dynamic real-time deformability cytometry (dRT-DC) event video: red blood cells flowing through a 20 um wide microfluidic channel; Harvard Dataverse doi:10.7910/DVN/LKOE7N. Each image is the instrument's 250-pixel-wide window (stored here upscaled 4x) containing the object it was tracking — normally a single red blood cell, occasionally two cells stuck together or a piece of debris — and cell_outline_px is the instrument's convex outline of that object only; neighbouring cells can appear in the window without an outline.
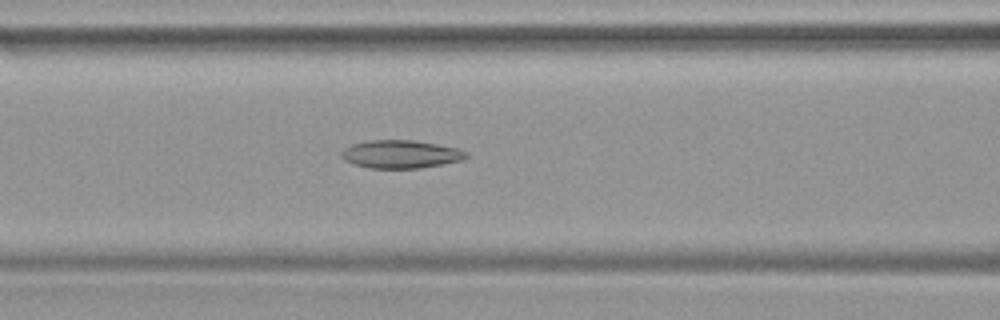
{"species": "common noctule bat (a hibernating species)", "species_latin": "Nyctalus noctula", "temperature_condition": "warm", "stored_images_in_passage": 39, "camera_frame_rate_fps": 3000, "um_per_image_px": 0.085, "animal": {"sex": "female", "body_mass_g": 19.9}, "frame": {"image": 1, "passage_image": 16, "time_ms": 5.0, "image_size_px": [1000, 320], "cell_outline_px": [[468, 156], [464, 160], [420, 168], [368, 168], [352, 164], [344, 160], [340, 156], [340, 152], [344, 148], [352, 144], [368, 140], [416, 140], [460, 148], [468, 152]], "centroid_in_image_um": [34.07, 13.1], "position_along_channel_um": 132.5, "area_um2": 20.75}}
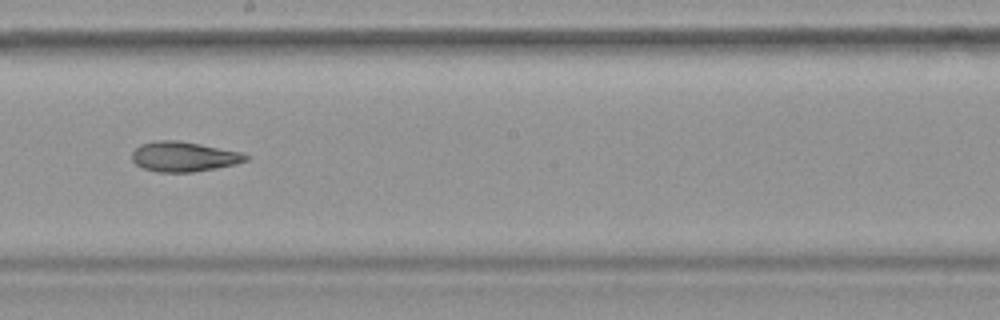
{"frame": {"image": 2, "passage_image": 23, "time_ms": 7.333, "image_size_px": [1000, 320], "cell_outline_px": [[252, 156], [248, 160], [236, 164], [216, 168], [192, 172], [156, 172], [144, 168], [136, 164], [132, 160], [132, 152], [140, 144], [156, 140], [176, 140], [200, 144], [240, 152]], "centroid_in_image_um": [15.63, 13.31], "position_along_channel_um": 232.6, "area_um2": 19.88}}
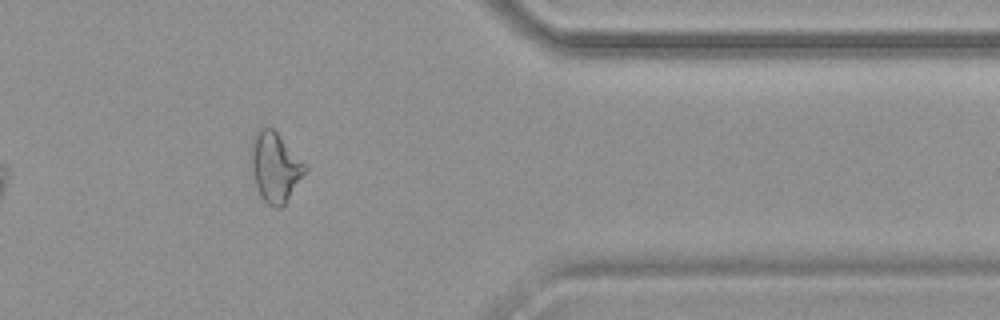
{"frame": {"image": 3, "passage_image": 35, "time_ms": 11.333, "image_size_px": [1000, 320], "cell_outline_px": [[308, 168], [284, 204], [280, 208], [276, 208], [268, 204], [260, 196], [252, 172], [252, 140], [260, 128], [272, 128], [308, 164]], "centroid_in_image_um": [23.42, 14.21], "position_along_channel_um": 388.0, "area_um2": 21.5}}